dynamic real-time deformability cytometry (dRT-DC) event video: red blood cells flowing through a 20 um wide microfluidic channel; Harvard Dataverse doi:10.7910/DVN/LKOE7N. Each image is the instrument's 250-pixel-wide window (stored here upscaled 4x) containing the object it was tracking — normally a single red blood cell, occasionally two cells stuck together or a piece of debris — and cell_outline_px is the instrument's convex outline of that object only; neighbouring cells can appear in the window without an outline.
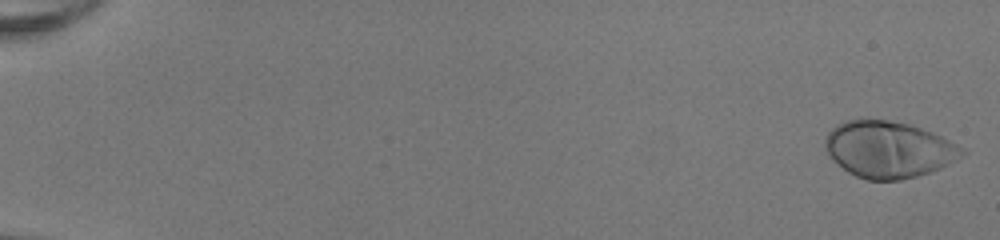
{"species": "human", "species_latin": "Homo sapiens", "temperature_condition": "room temperature", "stored_images_in_passage": 51, "camera_frame_rate_fps": 3000, "um_per_image_px": 0.085, "donor": {"sex": "female"}, "frame": {"image": 1, "passage_image": 1, "time_ms": 0.0, "image_size_px": [1000, 240], "cell_outline_px": [[968, 152], [948, 164], [940, 168], [916, 176], [900, 180], [868, 180], [856, 176], [848, 172], [832, 160], [824, 144], [824, 140], [828, 132], [836, 124], [844, 120], [860, 116], [888, 120], [908, 124], [932, 132], [956, 144]], "centroid_in_image_um": [75.47, 12.67], "position_along_channel_um": 9.5, "area_um2": 45.43}}
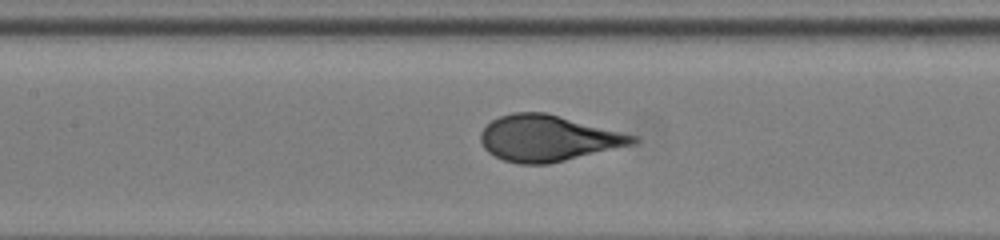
{"frame": {"image": 2, "passage_image": 26, "time_ms": 8.333, "image_size_px": [1000, 240], "cell_outline_px": [[640, 140], [636, 144], [548, 164], [520, 164], [504, 160], [488, 152], [484, 148], [480, 140], [480, 132], [492, 120], [500, 116], [512, 112], [544, 112], [640, 136]], "centroid_in_image_um": [46.61, 11.75], "position_along_channel_um": 160.8, "area_um2": 40.92}}
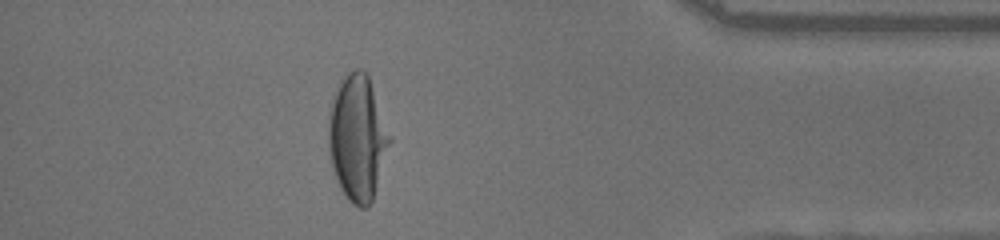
{"frame": {"image": 3, "passage_image": 46, "time_ms": 15.0, "image_size_px": [1000, 240], "cell_outline_px": [[392, 140], [372, 200], [368, 208], [360, 208], [352, 204], [348, 200], [340, 188], [336, 180], [332, 168], [328, 148], [328, 112], [332, 100], [340, 80], [344, 72], [356, 68], [360, 68], [368, 76]], "centroid_in_image_um": [30.36, 11.72], "position_along_channel_um": 404.8, "area_um2": 44.97}}